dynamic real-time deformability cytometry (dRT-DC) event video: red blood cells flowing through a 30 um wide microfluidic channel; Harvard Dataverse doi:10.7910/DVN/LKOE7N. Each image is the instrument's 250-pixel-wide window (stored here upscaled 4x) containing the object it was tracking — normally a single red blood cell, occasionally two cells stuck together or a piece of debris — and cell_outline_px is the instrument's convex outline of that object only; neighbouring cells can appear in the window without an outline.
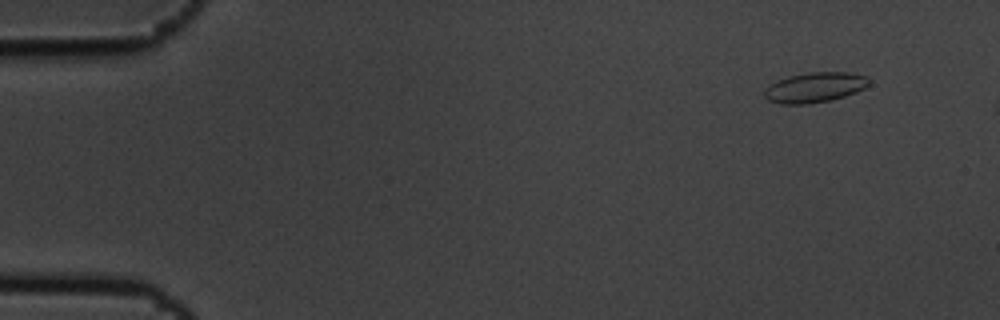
{"species": "common noctule bat (a hibernating species)", "species_latin": "Nyctalus noctula", "temperature_condition": "cold", "stored_images_in_passage": 6, "camera_frame_rate_fps": 3000, "um_per_image_px": 0.085, "animal": {"sex": "male", "body_mass_g": 19.5, "forearm_length_mm": 54.6}, "frame": {"image": 1, "passage_image": 2, "time_ms": 0.333, "image_size_px": [1000, 320], "cell_outline_px": [[872, 84], [856, 92], [844, 96], [828, 100], [808, 104], [780, 104], [768, 100], [764, 96], [764, 92], [776, 80], [788, 76], [812, 72], [848, 72], [868, 76], [872, 80]], "centroid_in_image_um": [69.31, 7.42], "position_along_channel_um": 15.7, "area_um2": 18.38}}